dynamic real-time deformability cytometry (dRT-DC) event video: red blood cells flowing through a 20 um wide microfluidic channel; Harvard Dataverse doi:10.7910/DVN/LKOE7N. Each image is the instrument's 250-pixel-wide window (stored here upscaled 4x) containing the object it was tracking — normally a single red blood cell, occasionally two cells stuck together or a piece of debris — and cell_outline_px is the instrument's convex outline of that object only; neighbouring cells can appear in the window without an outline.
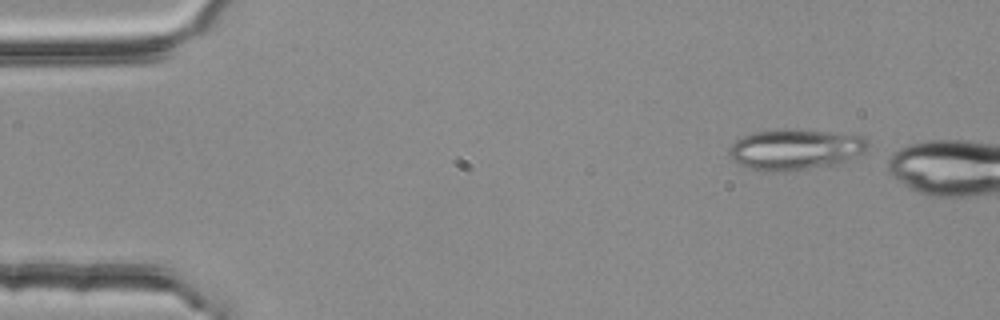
{"species": "common noctule bat (a hibernating species)", "species_latin": "Nyctalus noctula", "temperature_condition": "room temperature", "stored_images_in_passage": 8, "camera_frame_rate_fps": 3000, "um_per_image_px": 0.085, "animal": {"sex": "female", "body_mass_g": 25.1}, "frame": {"image": 1, "passage_image": 1, "time_ms": 0.0, "image_size_px": [1000, 320], "cell_outline_px": [[868, 148], [864, 152], [844, 160], [832, 164], [788, 172], [776, 172], [752, 168], [740, 164], [732, 160], [728, 152], [728, 148], [736, 140], [752, 132], [784, 128], [796, 128], [864, 136], [868, 140]], "centroid_in_image_um": [67.57, 12.67], "position_along_channel_um": 17.4, "area_um2": 32.95}}